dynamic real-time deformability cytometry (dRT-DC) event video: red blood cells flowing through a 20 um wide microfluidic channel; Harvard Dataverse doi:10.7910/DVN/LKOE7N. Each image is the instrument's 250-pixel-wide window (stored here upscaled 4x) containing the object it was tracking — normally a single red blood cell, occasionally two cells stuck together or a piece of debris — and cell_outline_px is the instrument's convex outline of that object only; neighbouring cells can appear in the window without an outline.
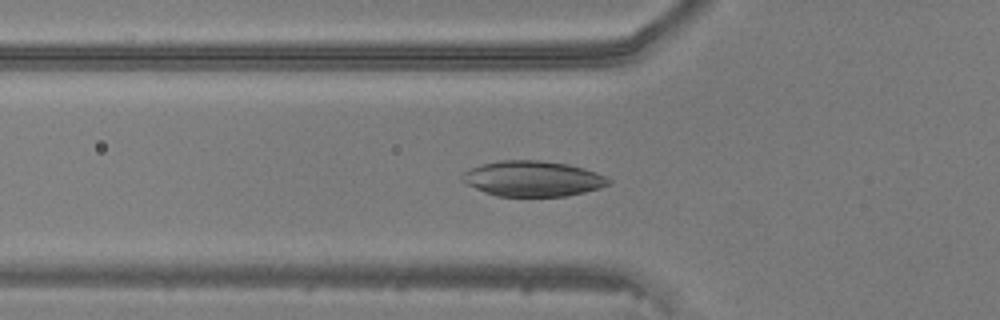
{"species": "common noctule bat (a hibernating species)", "species_latin": "Nyctalus noctula", "temperature_condition": "warm", "stored_images_in_passage": 48, "camera_frame_rate_fps": 3000, "um_per_image_px": 0.085, "animal": {"sex": "male", "body_mass_g": 20.5, "forearm_length_mm": 52.5}, "frame": {"image": 1, "passage_image": 17, "time_ms": 5.333, "image_size_px": [1000, 320], "cell_outline_px": [[612, 184], [600, 188], [584, 192], [564, 196], [496, 196], [484, 192], [460, 180], [460, 172], [484, 164], [500, 160], [540, 160], [568, 164], [584, 168], [608, 176], [612, 180]], "centroid_in_image_um": [45.31, 15.18], "position_along_channel_um": 80.5, "area_um2": 30.46}}
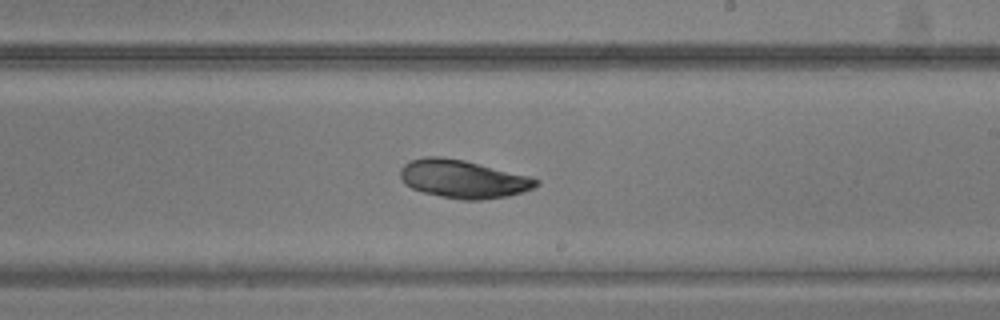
{"frame": {"image": 2, "passage_image": 29, "time_ms": 9.333, "image_size_px": [1000, 320], "cell_outline_px": [[540, 184], [536, 188], [524, 192], [508, 196], [480, 200], [460, 200], [440, 196], [424, 192], [412, 188], [404, 184], [400, 176], [400, 168], [404, 164], [412, 160], [424, 156], [440, 156], [464, 160], [528, 176], [540, 180]], "centroid_in_image_um": [39.37, 15.22], "position_along_channel_um": 249.6, "area_um2": 30.29}}
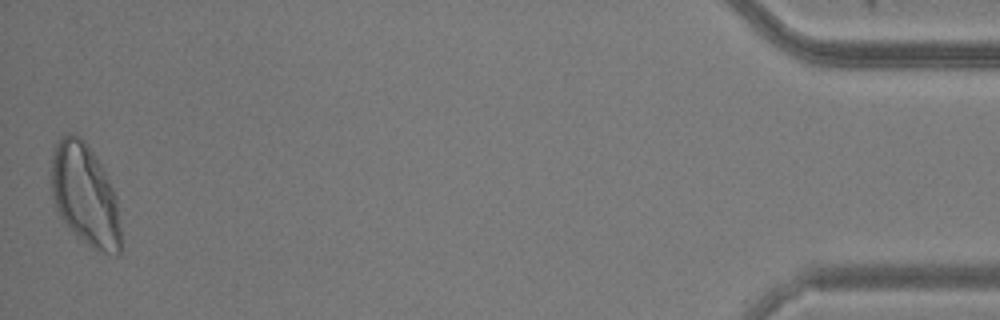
{"frame": {"image": 3, "passage_image": 48, "time_ms": 15.667, "image_size_px": [1000, 320], "cell_outline_px": [[120, 252], [116, 256], [92, 248], [76, 236], [60, 216], [56, 208], [52, 196], [52, 156], [56, 140], [60, 136], [68, 132], [80, 136], [84, 140], [96, 156], [116, 196], [120, 228]], "centroid_in_image_um": [7.21, 16.56], "position_along_channel_um": 428.0, "area_um2": 41.1}}